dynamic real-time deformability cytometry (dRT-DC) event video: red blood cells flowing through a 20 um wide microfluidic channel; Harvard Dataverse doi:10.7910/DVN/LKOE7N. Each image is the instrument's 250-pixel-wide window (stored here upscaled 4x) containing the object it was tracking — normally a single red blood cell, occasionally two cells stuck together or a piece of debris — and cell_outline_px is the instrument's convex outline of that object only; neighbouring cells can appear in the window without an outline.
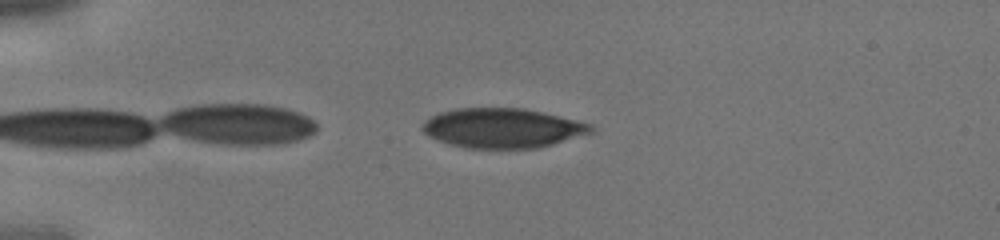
{"species": "human", "species_latin": "Homo sapiens", "temperature_condition": "cold", "stored_images_in_passage": 16, "camera_frame_rate_fps": 3000, "um_per_image_px": 0.085, "donor": {"sex": "male"}, "frame": {"image": 1, "passage_image": 2, "time_ms": 0.333, "image_size_px": [1000, 240], "cell_outline_px": [[596, 132], [552, 144], [536, 148], [464, 148], [448, 144], [436, 140], [428, 136], [420, 128], [420, 124], [424, 120], [440, 112], [456, 108], [524, 108], [576, 120], [592, 124], [596, 128]], "centroid_in_image_um": [42.69, 10.89], "position_along_channel_um": 42.3, "area_um2": 39.25}}
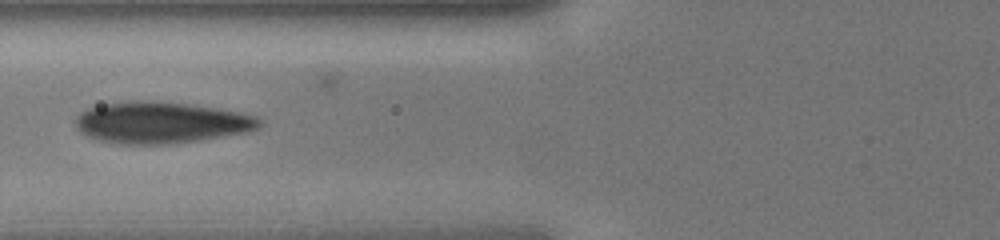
{"frame": {"image": 2, "passage_image": 9, "time_ms": 2.667, "image_size_px": [1000, 240], "cell_outline_px": [[264, 124], [260, 128], [248, 132], [200, 140], [164, 144], [120, 144], [96, 140], [80, 132], [76, 128], [76, 116], [80, 112], [88, 108], [104, 104], [124, 100], [156, 100], [188, 104], [244, 112], [256, 116], [264, 120]], "centroid_in_image_um": [13.72, 10.41], "position_along_channel_um": 112.1, "area_um2": 45.14}}
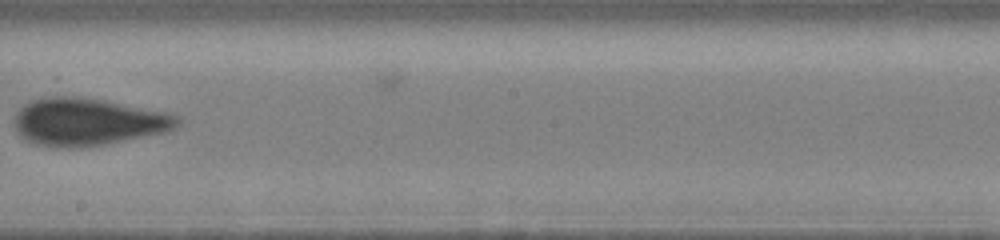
{"frame": {"image": 3, "passage_image": 16, "time_ms": 5.0, "image_size_px": [1000, 240], "cell_outline_px": [[180, 124], [176, 128], [168, 132], [104, 144], [80, 148], [56, 148], [32, 144], [16, 128], [16, 112], [24, 104], [32, 100], [52, 96], [80, 96], [104, 100], [164, 112], [176, 116], [180, 120]], "centroid_in_image_um": [7.47, 10.36], "position_along_channel_um": 240.7, "area_um2": 45.03}}